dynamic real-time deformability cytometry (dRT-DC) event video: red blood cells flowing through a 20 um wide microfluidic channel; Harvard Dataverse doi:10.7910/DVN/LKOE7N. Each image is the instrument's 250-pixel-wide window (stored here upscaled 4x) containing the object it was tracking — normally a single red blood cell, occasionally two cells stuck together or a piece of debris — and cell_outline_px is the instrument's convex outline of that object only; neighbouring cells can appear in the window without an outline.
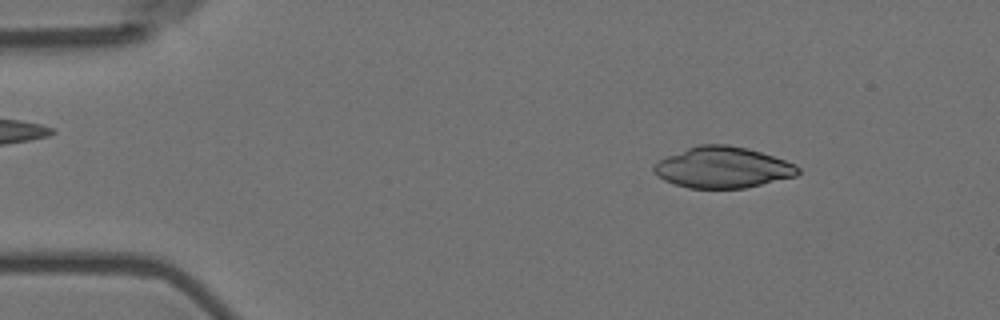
{"species": "Egyptian fruit bat (a non-hibernating species)", "species_latin": "Rousettus aegyptiacus", "temperature_condition": "room temperature", "stored_images_in_passage": 55, "camera_frame_rate_fps": 3000, "um_per_image_px": 0.085, "animal": {"sex": "female"}, "frame": {"image": 1, "passage_image": 7, "time_ms": 2.0, "image_size_px": [1000, 320], "cell_outline_px": [[800, 172], [796, 176], [744, 188], [688, 188], [664, 180], [652, 168], [660, 160], [668, 156], [688, 148], [700, 144], [728, 144], [748, 148], [796, 164], [800, 168]], "centroid_in_image_um": [61.47, 14.23], "position_along_channel_um": 23.5, "area_um2": 34.1}}